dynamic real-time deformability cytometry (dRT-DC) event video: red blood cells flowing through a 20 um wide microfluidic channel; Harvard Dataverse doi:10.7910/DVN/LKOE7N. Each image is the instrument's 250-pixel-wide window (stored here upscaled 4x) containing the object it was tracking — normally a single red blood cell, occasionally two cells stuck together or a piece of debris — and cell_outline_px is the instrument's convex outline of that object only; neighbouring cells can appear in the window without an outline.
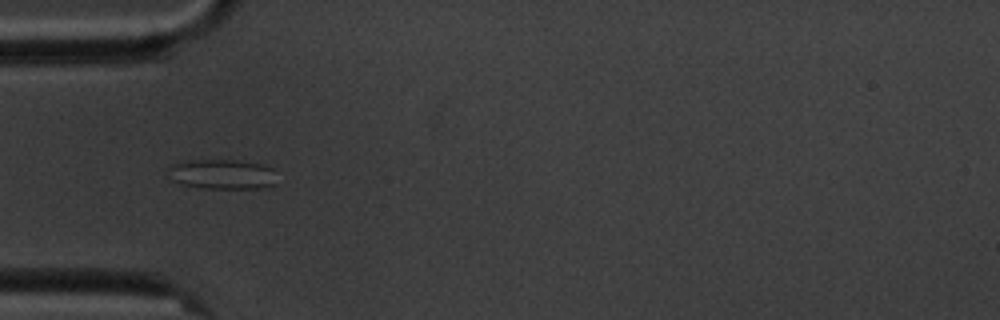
{"species": "common noctule bat (a hibernating species)", "species_latin": "Nyctalus noctula", "temperature_condition": "cold", "stored_images_in_passage": 5, "camera_frame_rate_fps": 3000, "um_per_image_px": 0.085, "animal": {"sex": "male", "body_mass_g": 20.1, "forearm_length_mm": 53.5}, "frame": {"image": 1, "passage_image": 5, "time_ms": 4.667, "image_size_px": [1000, 320], "cell_outline_px": [[276, 184], [260, 188], [204, 188], [184, 184], [172, 180], [168, 168], [172, 164], [188, 160], [236, 160], [260, 164], [272, 168]], "centroid_in_image_um": [18.89, 14.8], "position_along_channel_um": 66.1, "area_um2": 18.67}}